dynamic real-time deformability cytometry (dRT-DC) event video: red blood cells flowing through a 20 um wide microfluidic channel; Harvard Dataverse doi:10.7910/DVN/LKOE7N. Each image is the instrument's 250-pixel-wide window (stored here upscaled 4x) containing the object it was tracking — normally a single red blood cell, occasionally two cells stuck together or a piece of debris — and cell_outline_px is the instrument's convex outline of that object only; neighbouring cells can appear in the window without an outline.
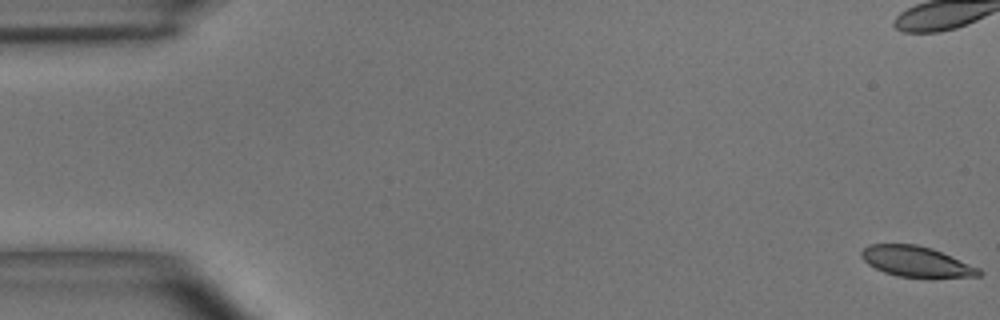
{"species": "common noctule bat (a hibernating species)", "species_latin": "Nyctalus noctula", "temperature_condition": "room temperature", "stored_images_in_passage": 15, "camera_frame_rate_fps": 3000, "um_per_image_px": 0.085, "animal": {"sex": "male", "body_mass_g": 15.6}, "frame": {"image": 1, "passage_image": 1, "time_ms": 0.0, "image_size_px": [1000, 320], "cell_outline_px": [[984, 272], [980, 276], [896, 276], [884, 272], [868, 264], [860, 256], [860, 252], [868, 244], [916, 244], [932, 248], [980, 268]], "centroid_in_image_um": [77.85, 22.2], "position_along_channel_um": 7.1, "area_um2": 20.52}}